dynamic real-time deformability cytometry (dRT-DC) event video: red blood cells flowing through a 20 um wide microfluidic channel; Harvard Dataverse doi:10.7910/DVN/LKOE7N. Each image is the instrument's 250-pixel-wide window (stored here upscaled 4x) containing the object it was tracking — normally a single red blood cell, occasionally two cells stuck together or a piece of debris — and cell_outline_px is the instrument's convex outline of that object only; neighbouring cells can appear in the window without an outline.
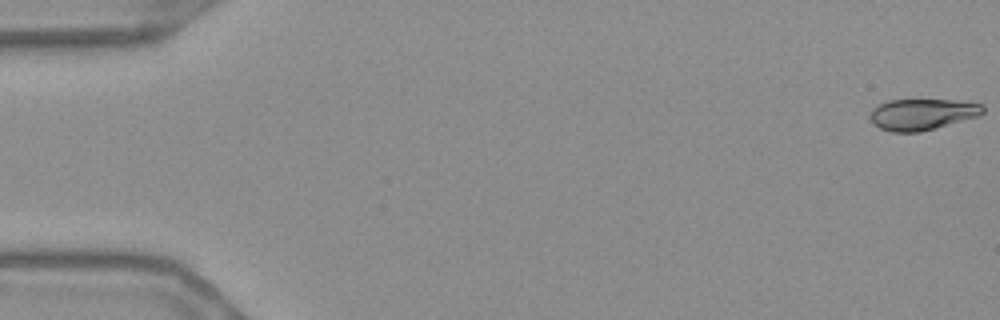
{"species": "Egyptian fruit bat (a non-hibernating species)", "species_latin": "Rousettus aegyptiacus", "temperature_condition": "warm", "stored_images_in_passage": 51, "camera_frame_rate_fps": 3000, "um_per_image_px": 0.085, "frame": {"image": 1, "passage_image": 1, "time_ms": 0.0, "image_size_px": [1000, 320], "cell_outline_px": [[984, 112], [976, 116], [936, 128], [920, 132], [892, 132], [880, 128], [872, 124], [868, 116], [872, 108], [888, 100], [952, 100], [984, 104]], "centroid_in_image_um": [78.33, 9.72], "position_along_channel_um": 6.7, "area_um2": 20.52}}
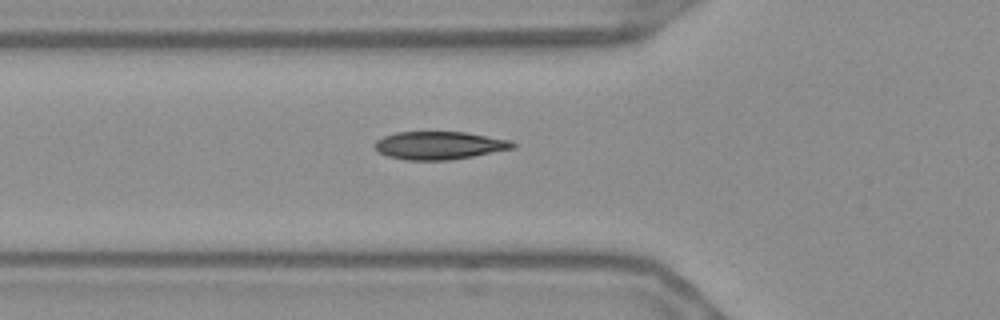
{"frame": {"image": 2, "passage_image": 20, "time_ms": 6.333, "image_size_px": [1000, 320], "cell_outline_px": [[516, 148], [472, 156], [448, 160], [408, 160], [388, 156], [380, 152], [372, 144], [376, 140], [384, 136], [396, 132], [464, 132], [512, 140], [516, 144]], "centroid_in_image_um": [37.36, 12.35], "position_along_channel_um": 88.4, "area_um2": 22.43}}
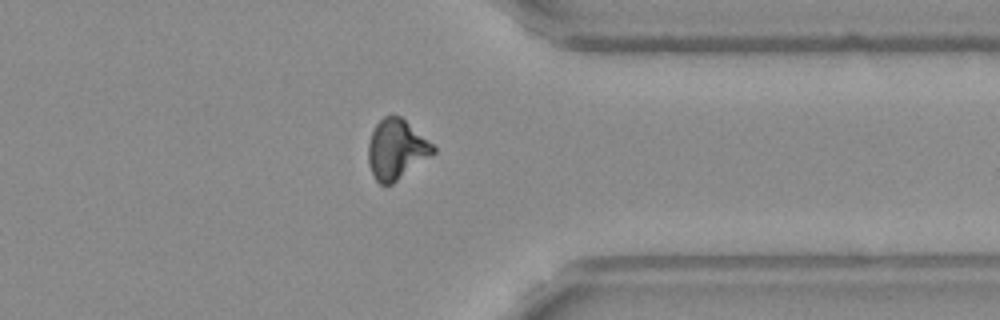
{"frame": {"image": 3, "passage_image": 44, "time_ms": 14.333, "image_size_px": [1000, 320], "cell_outline_px": [[436, 152], [392, 184], [380, 184], [376, 180], [368, 164], [368, 144], [372, 132], [376, 124], [384, 116], [400, 116], [432, 144], [436, 148]], "centroid_in_image_um": [33.67, 12.71], "position_along_channel_um": 377.7, "area_um2": 22.25}, "authors_computed_cell_mechanics": {"area_um2": 22.0796, "velocity_mm_per_s": 3.685, "shape_relaxation_time_tau1_ms": 5.7788, "shape_relaxation_time_tau2_ms": 1.2768, "deformation_change_tau1": 0.1807, "deformation_change_tau2": 0.0671}}